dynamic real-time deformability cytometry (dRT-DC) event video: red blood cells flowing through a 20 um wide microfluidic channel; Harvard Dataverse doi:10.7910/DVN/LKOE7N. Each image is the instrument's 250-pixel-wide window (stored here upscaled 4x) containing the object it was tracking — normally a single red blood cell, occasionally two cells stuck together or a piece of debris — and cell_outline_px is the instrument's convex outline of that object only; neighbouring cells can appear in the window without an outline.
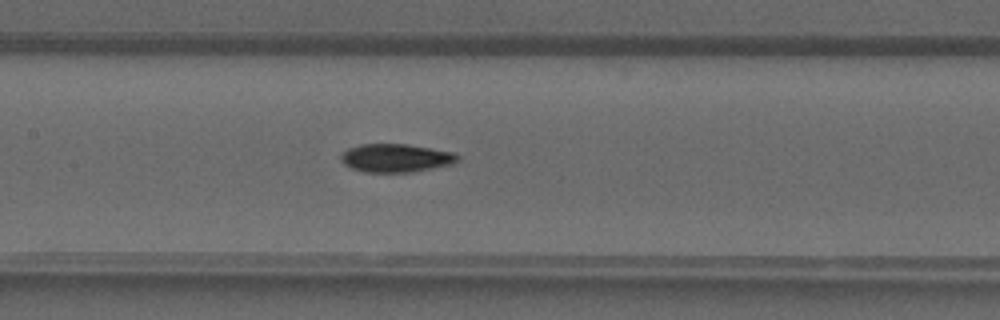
{"species": "common noctule bat (a hibernating species)", "species_latin": "Nyctalus noctula", "temperature_condition": "warm", "stored_images_in_passage": 38, "segment_of_instrument_passage": [1, 2], "camera_frame_rate_fps": 3000, "um_per_image_px": 0.085, "animal": {"sex": "male", "forearm_length_mm": 52.5}, "frame": {"image": 1, "passage_image": 16, "time_ms": 5.0, "image_size_px": [1000, 320], "cell_outline_px": [[460, 160], [452, 164], [412, 172], [364, 172], [352, 168], [344, 164], [340, 160], [340, 156], [348, 148], [360, 144], [408, 144], [452, 152], [460, 156]], "centroid_in_image_um": [33.65, 13.43], "position_along_channel_um": 173.8, "area_um2": 19.25}}
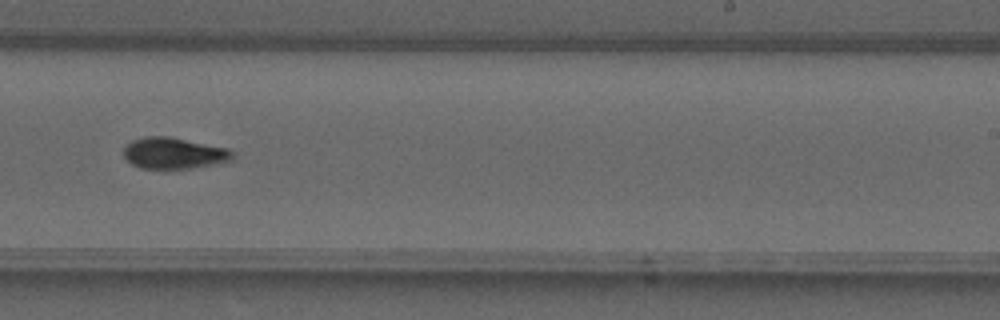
{"frame": {"image": 2, "passage_image": 22, "time_ms": 7.0, "image_size_px": [1000, 320], "cell_outline_px": [[232, 160], [192, 168], [140, 168], [132, 164], [124, 156], [124, 148], [132, 140], [144, 136], [168, 136], [228, 148], [232, 152]], "centroid_in_image_um": [14.75, 13.01], "position_along_channel_um": 274.2, "area_um2": 19.59}}
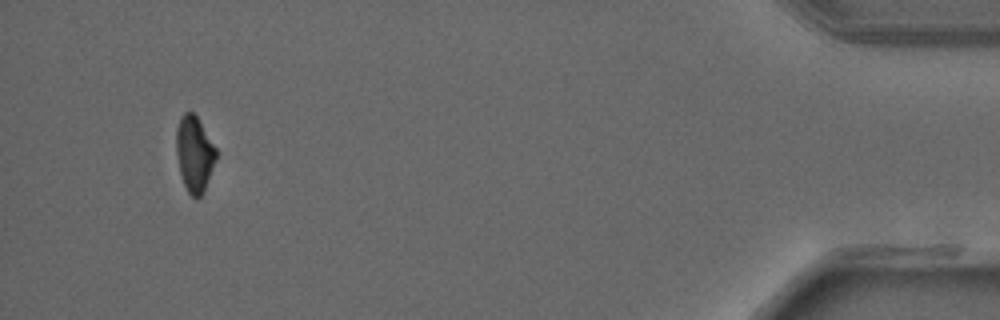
{"frame": {"image": 3, "passage_image": 35, "time_ms": 11.333, "image_size_px": [1000, 320], "cell_outline_px": [[216, 160], [204, 192], [196, 200], [188, 192], [184, 184], [180, 172], [176, 152], [176, 128], [180, 116], [184, 112], [192, 112], [196, 116], [216, 148]], "centroid_in_image_um": [16.52, 13.09], "position_along_channel_um": 418.7, "area_um2": 17.51}}